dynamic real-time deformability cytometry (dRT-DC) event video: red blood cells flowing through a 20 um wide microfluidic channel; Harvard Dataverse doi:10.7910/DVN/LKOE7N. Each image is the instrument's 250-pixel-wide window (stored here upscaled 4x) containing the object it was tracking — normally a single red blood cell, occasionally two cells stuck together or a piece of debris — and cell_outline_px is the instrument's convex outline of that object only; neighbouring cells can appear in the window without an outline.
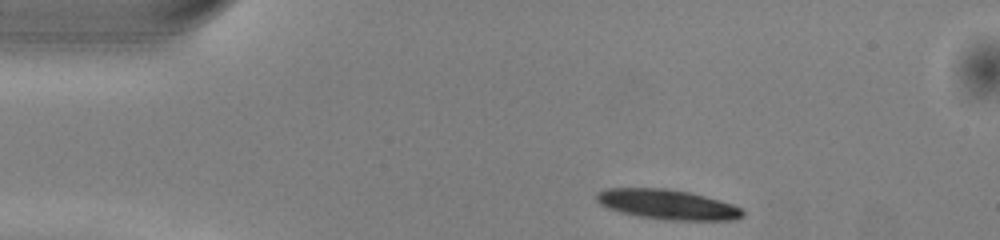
{"species": "common noctule bat (a hibernating species)", "species_latin": "Nyctalus noctula", "temperature_condition": "warm", "stored_images_in_passage": 44, "segment_of_instrument_passage": [1, 2], "camera_frame_rate_fps": 3000, "um_per_image_px": 0.085, "animal": {"sex": "male", "body_mass_g": 13.0, "forearm_length_mm": 53.1}, "frame": {"image": 1, "passage_image": 1, "time_ms": 0.0, "image_size_px": [1000, 240], "cell_outline_px": [[744, 216], [732, 220], [672, 220], [640, 216], [620, 212], [608, 208], [600, 204], [596, 200], [596, 192], [604, 188], [664, 188], [688, 192], [720, 200], [732, 204], [740, 208], [744, 212]], "centroid_in_image_um": [56.7, 17.37], "position_along_channel_um": 28.3, "area_um2": 25.32}}